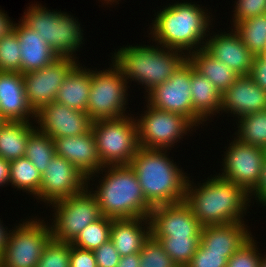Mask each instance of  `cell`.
I'll return each instance as SVG.
<instances>
[{"label":"cell","instance_id":"5","mask_svg":"<svg viewBox=\"0 0 266 267\" xmlns=\"http://www.w3.org/2000/svg\"><path fill=\"white\" fill-rule=\"evenodd\" d=\"M112 59L126 81L132 79L145 85L144 89L149 92L166 82L187 60V55L177 49L158 45H129L118 49Z\"/></svg>","mask_w":266,"mask_h":267},{"label":"cell","instance_id":"18","mask_svg":"<svg viewBox=\"0 0 266 267\" xmlns=\"http://www.w3.org/2000/svg\"><path fill=\"white\" fill-rule=\"evenodd\" d=\"M54 145L56 155L71 162L87 177V183L92 180L91 177L95 175L99 177L95 173L105 167L99 158L95 136L91 129L80 136L54 139Z\"/></svg>","mask_w":266,"mask_h":267},{"label":"cell","instance_id":"29","mask_svg":"<svg viewBox=\"0 0 266 267\" xmlns=\"http://www.w3.org/2000/svg\"><path fill=\"white\" fill-rule=\"evenodd\" d=\"M233 27L254 56H258L266 48V14L238 22Z\"/></svg>","mask_w":266,"mask_h":267},{"label":"cell","instance_id":"32","mask_svg":"<svg viewBox=\"0 0 266 267\" xmlns=\"http://www.w3.org/2000/svg\"><path fill=\"white\" fill-rule=\"evenodd\" d=\"M56 155L54 140L37 128L29 135L25 157L41 172Z\"/></svg>","mask_w":266,"mask_h":267},{"label":"cell","instance_id":"21","mask_svg":"<svg viewBox=\"0 0 266 267\" xmlns=\"http://www.w3.org/2000/svg\"><path fill=\"white\" fill-rule=\"evenodd\" d=\"M0 115L8 121L29 122V117L35 118V112L27 101L25 82L20 72L0 71Z\"/></svg>","mask_w":266,"mask_h":267},{"label":"cell","instance_id":"11","mask_svg":"<svg viewBox=\"0 0 266 267\" xmlns=\"http://www.w3.org/2000/svg\"><path fill=\"white\" fill-rule=\"evenodd\" d=\"M146 106L144 114L135 119L140 147L169 150L195 126L183 115Z\"/></svg>","mask_w":266,"mask_h":267},{"label":"cell","instance_id":"6","mask_svg":"<svg viewBox=\"0 0 266 267\" xmlns=\"http://www.w3.org/2000/svg\"><path fill=\"white\" fill-rule=\"evenodd\" d=\"M21 19L28 27L37 30L59 57L74 56L83 44V30L76 19L61 11H51L37 3L32 4Z\"/></svg>","mask_w":266,"mask_h":267},{"label":"cell","instance_id":"51","mask_svg":"<svg viewBox=\"0 0 266 267\" xmlns=\"http://www.w3.org/2000/svg\"><path fill=\"white\" fill-rule=\"evenodd\" d=\"M105 3H107L108 5H112L113 2L117 3L118 1L117 0H103ZM112 2V3H111Z\"/></svg>","mask_w":266,"mask_h":267},{"label":"cell","instance_id":"46","mask_svg":"<svg viewBox=\"0 0 266 267\" xmlns=\"http://www.w3.org/2000/svg\"><path fill=\"white\" fill-rule=\"evenodd\" d=\"M139 264H140V254L134 253L121 257L117 267H139Z\"/></svg>","mask_w":266,"mask_h":267},{"label":"cell","instance_id":"13","mask_svg":"<svg viewBox=\"0 0 266 267\" xmlns=\"http://www.w3.org/2000/svg\"><path fill=\"white\" fill-rule=\"evenodd\" d=\"M191 77L192 65L186 60L166 82L148 92L147 104L161 111L183 115L194 124Z\"/></svg>","mask_w":266,"mask_h":267},{"label":"cell","instance_id":"44","mask_svg":"<svg viewBox=\"0 0 266 267\" xmlns=\"http://www.w3.org/2000/svg\"><path fill=\"white\" fill-rule=\"evenodd\" d=\"M249 195L251 198L255 196V199L257 198L256 200L260 203L266 198V167L264 165L262 166L260 180L257 186L249 193Z\"/></svg>","mask_w":266,"mask_h":267},{"label":"cell","instance_id":"40","mask_svg":"<svg viewBox=\"0 0 266 267\" xmlns=\"http://www.w3.org/2000/svg\"><path fill=\"white\" fill-rule=\"evenodd\" d=\"M233 11V26L241 21L266 14V0H237Z\"/></svg>","mask_w":266,"mask_h":267},{"label":"cell","instance_id":"37","mask_svg":"<svg viewBox=\"0 0 266 267\" xmlns=\"http://www.w3.org/2000/svg\"><path fill=\"white\" fill-rule=\"evenodd\" d=\"M36 267H70V243L51 239Z\"/></svg>","mask_w":266,"mask_h":267},{"label":"cell","instance_id":"31","mask_svg":"<svg viewBox=\"0 0 266 267\" xmlns=\"http://www.w3.org/2000/svg\"><path fill=\"white\" fill-rule=\"evenodd\" d=\"M237 121L235 138L245 144L263 149L266 147V110L242 116Z\"/></svg>","mask_w":266,"mask_h":267},{"label":"cell","instance_id":"7","mask_svg":"<svg viewBox=\"0 0 266 267\" xmlns=\"http://www.w3.org/2000/svg\"><path fill=\"white\" fill-rule=\"evenodd\" d=\"M91 130L104 166L129 165L140 148L134 116L94 120Z\"/></svg>","mask_w":266,"mask_h":267},{"label":"cell","instance_id":"1","mask_svg":"<svg viewBox=\"0 0 266 267\" xmlns=\"http://www.w3.org/2000/svg\"><path fill=\"white\" fill-rule=\"evenodd\" d=\"M207 179L199 187L193 186L189 177L186 183L184 201L198 222L202 226L244 222L242 217L251 201L249 193L218 175Z\"/></svg>","mask_w":266,"mask_h":267},{"label":"cell","instance_id":"9","mask_svg":"<svg viewBox=\"0 0 266 267\" xmlns=\"http://www.w3.org/2000/svg\"><path fill=\"white\" fill-rule=\"evenodd\" d=\"M88 187L87 183L82 191L51 203L53 240L71 243L83 228L102 217L99 204Z\"/></svg>","mask_w":266,"mask_h":267},{"label":"cell","instance_id":"45","mask_svg":"<svg viewBox=\"0 0 266 267\" xmlns=\"http://www.w3.org/2000/svg\"><path fill=\"white\" fill-rule=\"evenodd\" d=\"M10 184V161L0 157V186Z\"/></svg>","mask_w":266,"mask_h":267},{"label":"cell","instance_id":"8","mask_svg":"<svg viewBox=\"0 0 266 267\" xmlns=\"http://www.w3.org/2000/svg\"><path fill=\"white\" fill-rule=\"evenodd\" d=\"M111 65L108 70H91V87L86 113L92 121L127 116L125 105L128 101V81L113 62Z\"/></svg>","mask_w":266,"mask_h":267},{"label":"cell","instance_id":"53","mask_svg":"<svg viewBox=\"0 0 266 267\" xmlns=\"http://www.w3.org/2000/svg\"><path fill=\"white\" fill-rule=\"evenodd\" d=\"M260 204H263L262 206H266V198Z\"/></svg>","mask_w":266,"mask_h":267},{"label":"cell","instance_id":"43","mask_svg":"<svg viewBox=\"0 0 266 267\" xmlns=\"http://www.w3.org/2000/svg\"><path fill=\"white\" fill-rule=\"evenodd\" d=\"M257 85L266 91V63L255 56L253 65L248 75Z\"/></svg>","mask_w":266,"mask_h":267},{"label":"cell","instance_id":"41","mask_svg":"<svg viewBox=\"0 0 266 267\" xmlns=\"http://www.w3.org/2000/svg\"><path fill=\"white\" fill-rule=\"evenodd\" d=\"M97 267H117L121 256L111 240L103 243L94 251Z\"/></svg>","mask_w":266,"mask_h":267},{"label":"cell","instance_id":"49","mask_svg":"<svg viewBox=\"0 0 266 267\" xmlns=\"http://www.w3.org/2000/svg\"><path fill=\"white\" fill-rule=\"evenodd\" d=\"M258 57L266 63V48L258 55Z\"/></svg>","mask_w":266,"mask_h":267},{"label":"cell","instance_id":"28","mask_svg":"<svg viewBox=\"0 0 266 267\" xmlns=\"http://www.w3.org/2000/svg\"><path fill=\"white\" fill-rule=\"evenodd\" d=\"M36 129L31 121H8L0 125V157L13 161L25 157L29 135Z\"/></svg>","mask_w":266,"mask_h":267},{"label":"cell","instance_id":"22","mask_svg":"<svg viewBox=\"0 0 266 267\" xmlns=\"http://www.w3.org/2000/svg\"><path fill=\"white\" fill-rule=\"evenodd\" d=\"M21 49V74L40 70L59 58L37 30L28 27L22 20L13 24Z\"/></svg>","mask_w":266,"mask_h":267},{"label":"cell","instance_id":"3","mask_svg":"<svg viewBox=\"0 0 266 267\" xmlns=\"http://www.w3.org/2000/svg\"><path fill=\"white\" fill-rule=\"evenodd\" d=\"M166 152V149L140 147L129 164L137 175L146 200L153 207L182 202L185 198L188 176Z\"/></svg>","mask_w":266,"mask_h":267},{"label":"cell","instance_id":"48","mask_svg":"<svg viewBox=\"0 0 266 267\" xmlns=\"http://www.w3.org/2000/svg\"><path fill=\"white\" fill-rule=\"evenodd\" d=\"M8 228H5L3 227L2 223H1V220H0V256L4 250V247H5V243H6V240H7V235H8Z\"/></svg>","mask_w":266,"mask_h":267},{"label":"cell","instance_id":"47","mask_svg":"<svg viewBox=\"0 0 266 267\" xmlns=\"http://www.w3.org/2000/svg\"><path fill=\"white\" fill-rule=\"evenodd\" d=\"M2 10H0V38L6 36L13 29V22Z\"/></svg>","mask_w":266,"mask_h":267},{"label":"cell","instance_id":"12","mask_svg":"<svg viewBox=\"0 0 266 267\" xmlns=\"http://www.w3.org/2000/svg\"><path fill=\"white\" fill-rule=\"evenodd\" d=\"M264 159L263 148L242 143L234 138L222 159L223 172L218 176L250 193L260 180Z\"/></svg>","mask_w":266,"mask_h":267},{"label":"cell","instance_id":"17","mask_svg":"<svg viewBox=\"0 0 266 267\" xmlns=\"http://www.w3.org/2000/svg\"><path fill=\"white\" fill-rule=\"evenodd\" d=\"M35 121L40 126L36 128L53 140L59 137L83 135L91 129L92 124L86 112L67 107L56 101L40 108L35 113Z\"/></svg>","mask_w":266,"mask_h":267},{"label":"cell","instance_id":"10","mask_svg":"<svg viewBox=\"0 0 266 267\" xmlns=\"http://www.w3.org/2000/svg\"><path fill=\"white\" fill-rule=\"evenodd\" d=\"M44 223L40 218L31 219L9 230L0 266L36 267L45 246L52 239L51 227Z\"/></svg>","mask_w":266,"mask_h":267},{"label":"cell","instance_id":"26","mask_svg":"<svg viewBox=\"0 0 266 267\" xmlns=\"http://www.w3.org/2000/svg\"><path fill=\"white\" fill-rule=\"evenodd\" d=\"M91 87V70L77 64L59 88L56 102L67 107L87 112Z\"/></svg>","mask_w":266,"mask_h":267},{"label":"cell","instance_id":"14","mask_svg":"<svg viewBox=\"0 0 266 267\" xmlns=\"http://www.w3.org/2000/svg\"><path fill=\"white\" fill-rule=\"evenodd\" d=\"M78 63L71 57H59L40 70L23 74L27 101L35 113L56 100L60 86Z\"/></svg>","mask_w":266,"mask_h":267},{"label":"cell","instance_id":"33","mask_svg":"<svg viewBox=\"0 0 266 267\" xmlns=\"http://www.w3.org/2000/svg\"><path fill=\"white\" fill-rule=\"evenodd\" d=\"M112 218L102 216L97 221L88 224L70 243L76 247L94 251L110 240Z\"/></svg>","mask_w":266,"mask_h":267},{"label":"cell","instance_id":"35","mask_svg":"<svg viewBox=\"0 0 266 267\" xmlns=\"http://www.w3.org/2000/svg\"><path fill=\"white\" fill-rule=\"evenodd\" d=\"M0 71L21 73L20 41L13 30L0 38Z\"/></svg>","mask_w":266,"mask_h":267},{"label":"cell","instance_id":"54","mask_svg":"<svg viewBox=\"0 0 266 267\" xmlns=\"http://www.w3.org/2000/svg\"><path fill=\"white\" fill-rule=\"evenodd\" d=\"M5 120L1 117L0 115V125L4 122Z\"/></svg>","mask_w":266,"mask_h":267},{"label":"cell","instance_id":"2","mask_svg":"<svg viewBox=\"0 0 266 267\" xmlns=\"http://www.w3.org/2000/svg\"><path fill=\"white\" fill-rule=\"evenodd\" d=\"M207 10L191 2L169 4L155 15L149 35L161 47L185 50L186 55L202 49L212 20Z\"/></svg>","mask_w":266,"mask_h":267},{"label":"cell","instance_id":"50","mask_svg":"<svg viewBox=\"0 0 266 267\" xmlns=\"http://www.w3.org/2000/svg\"><path fill=\"white\" fill-rule=\"evenodd\" d=\"M260 267H266V255L261 257Z\"/></svg>","mask_w":266,"mask_h":267},{"label":"cell","instance_id":"38","mask_svg":"<svg viewBox=\"0 0 266 267\" xmlns=\"http://www.w3.org/2000/svg\"><path fill=\"white\" fill-rule=\"evenodd\" d=\"M251 236L227 261L226 267H260L261 254ZM258 252V253H257Z\"/></svg>","mask_w":266,"mask_h":267},{"label":"cell","instance_id":"15","mask_svg":"<svg viewBox=\"0 0 266 267\" xmlns=\"http://www.w3.org/2000/svg\"><path fill=\"white\" fill-rule=\"evenodd\" d=\"M86 186L87 177L67 159L55 155L42 173L40 190L35 197L50 206L82 191Z\"/></svg>","mask_w":266,"mask_h":267},{"label":"cell","instance_id":"25","mask_svg":"<svg viewBox=\"0 0 266 267\" xmlns=\"http://www.w3.org/2000/svg\"><path fill=\"white\" fill-rule=\"evenodd\" d=\"M191 94L195 127L207 121V118L211 117L212 114L220 113L222 94L206 77L195 71L193 66Z\"/></svg>","mask_w":266,"mask_h":267},{"label":"cell","instance_id":"24","mask_svg":"<svg viewBox=\"0 0 266 267\" xmlns=\"http://www.w3.org/2000/svg\"><path fill=\"white\" fill-rule=\"evenodd\" d=\"M244 222L202 227L199 245L208 252L235 253L252 234Z\"/></svg>","mask_w":266,"mask_h":267},{"label":"cell","instance_id":"4","mask_svg":"<svg viewBox=\"0 0 266 267\" xmlns=\"http://www.w3.org/2000/svg\"><path fill=\"white\" fill-rule=\"evenodd\" d=\"M100 171L102 174L103 171L107 173L99 181L100 186L91 192L99 204L102 216L112 219L149 217L153 206L146 200L130 165H107L96 173L99 174Z\"/></svg>","mask_w":266,"mask_h":267},{"label":"cell","instance_id":"42","mask_svg":"<svg viewBox=\"0 0 266 267\" xmlns=\"http://www.w3.org/2000/svg\"><path fill=\"white\" fill-rule=\"evenodd\" d=\"M70 267H97L94 252L70 244Z\"/></svg>","mask_w":266,"mask_h":267},{"label":"cell","instance_id":"39","mask_svg":"<svg viewBox=\"0 0 266 267\" xmlns=\"http://www.w3.org/2000/svg\"><path fill=\"white\" fill-rule=\"evenodd\" d=\"M234 253L208 252V249L198 246L192 259L185 267H226L228 259Z\"/></svg>","mask_w":266,"mask_h":267},{"label":"cell","instance_id":"20","mask_svg":"<svg viewBox=\"0 0 266 267\" xmlns=\"http://www.w3.org/2000/svg\"><path fill=\"white\" fill-rule=\"evenodd\" d=\"M266 110V91L249 76H239L222 94L220 111L242 116Z\"/></svg>","mask_w":266,"mask_h":267},{"label":"cell","instance_id":"36","mask_svg":"<svg viewBox=\"0 0 266 267\" xmlns=\"http://www.w3.org/2000/svg\"><path fill=\"white\" fill-rule=\"evenodd\" d=\"M139 254V267H177L159 241L152 236L144 243Z\"/></svg>","mask_w":266,"mask_h":267},{"label":"cell","instance_id":"52","mask_svg":"<svg viewBox=\"0 0 266 267\" xmlns=\"http://www.w3.org/2000/svg\"><path fill=\"white\" fill-rule=\"evenodd\" d=\"M264 152H265V159L263 165L266 167V147L264 148Z\"/></svg>","mask_w":266,"mask_h":267},{"label":"cell","instance_id":"23","mask_svg":"<svg viewBox=\"0 0 266 267\" xmlns=\"http://www.w3.org/2000/svg\"><path fill=\"white\" fill-rule=\"evenodd\" d=\"M150 236L149 217L112 219L110 240L121 257L139 253Z\"/></svg>","mask_w":266,"mask_h":267},{"label":"cell","instance_id":"16","mask_svg":"<svg viewBox=\"0 0 266 267\" xmlns=\"http://www.w3.org/2000/svg\"><path fill=\"white\" fill-rule=\"evenodd\" d=\"M149 220L153 238L200 237L203 227L185 201L154 206Z\"/></svg>","mask_w":266,"mask_h":267},{"label":"cell","instance_id":"27","mask_svg":"<svg viewBox=\"0 0 266 267\" xmlns=\"http://www.w3.org/2000/svg\"><path fill=\"white\" fill-rule=\"evenodd\" d=\"M187 60L223 94L239 77L227 65L211 56L204 48L187 54Z\"/></svg>","mask_w":266,"mask_h":267},{"label":"cell","instance_id":"19","mask_svg":"<svg viewBox=\"0 0 266 267\" xmlns=\"http://www.w3.org/2000/svg\"><path fill=\"white\" fill-rule=\"evenodd\" d=\"M221 33L208 37L204 49L237 75L248 76L255 56L246 48L234 29L229 33Z\"/></svg>","mask_w":266,"mask_h":267},{"label":"cell","instance_id":"34","mask_svg":"<svg viewBox=\"0 0 266 267\" xmlns=\"http://www.w3.org/2000/svg\"><path fill=\"white\" fill-rule=\"evenodd\" d=\"M154 239L159 241L177 267H185L189 263L200 243V237H163Z\"/></svg>","mask_w":266,"mask_h":267},{"label":"cell","instance_id":"30","mask_svg":"<svg viewBox=\"0 0 266 267\" xmlns=\"http://www.w3.org/2000/svg\"><path fill=\"white\" fill-rule=\"evenodd\" d=\"M41 172L26 158L10 161V183L17 190L36 196L40 190Z\"/></svg>","mask_w":266,"mask_h":267}]
</instances>
